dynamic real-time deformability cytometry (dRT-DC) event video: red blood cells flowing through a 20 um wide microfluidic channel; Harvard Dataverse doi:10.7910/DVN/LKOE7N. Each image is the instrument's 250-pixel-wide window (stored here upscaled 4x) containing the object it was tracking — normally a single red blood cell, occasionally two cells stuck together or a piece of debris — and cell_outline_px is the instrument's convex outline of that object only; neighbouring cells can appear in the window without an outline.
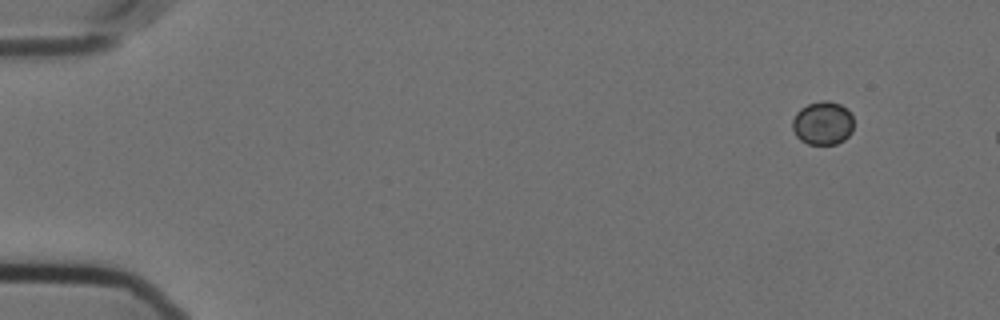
{"species": "Egyptian fruit bat (a non-hibernating species)", "species_latin": "Rousettus aegyptiacus", "temperature_condition": "cold", "stored_images_in_passage": 7, "camera_frame_rate_fps": 3000, "um_per_image_px": 0.085, "animal": {"sex": "female"}, "frame": {"image": 1, "passage_image": 1, "time_ms": 0.0, "image_size_px": [1000, 320], "cell_outline_px": [[852, 132], [844, 140], [836, 144], [808, 144], [800, 140], [796, 136], [792, 128], [792, 120], [796, 112], [800, 108], [808, 104], [820, 100], [828, 100], [840, 104], [852, 116]], "centroid_in_image_um": [69.9, 10.47], "position_along_channel_um": 15.1, "area_um2": 15.55}}